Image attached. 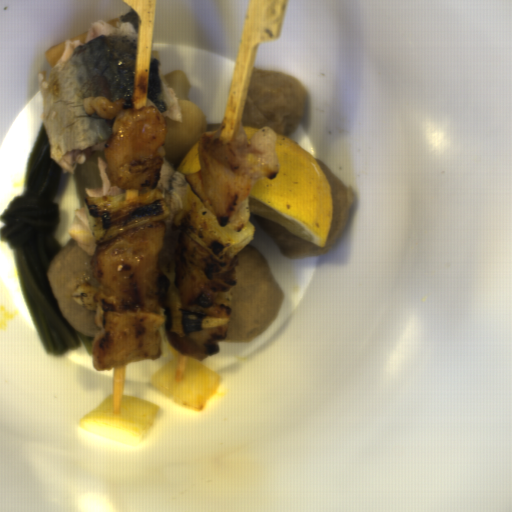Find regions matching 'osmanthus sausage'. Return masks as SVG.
<instances>
[{
	"instance_id": "obj_1",
	"label": "osmanthus sausage",
	"mask_w": 512,
	"mask_h": 512,
	"mask_svg": "<svg viewBox=\"0 0 512 512\" xmlns=\"http://www.w3.org/2000/svg\"><path fill=\"white\" fill-rule=\"evenodd\" d=\"M175 93L182 115V122L163 117L166 141L161 146L170 163L175 167L205 135L209 122L198 105L191 98L192 85L181 71H172L161 78Z\"/></svg>"
}]
</instances>
